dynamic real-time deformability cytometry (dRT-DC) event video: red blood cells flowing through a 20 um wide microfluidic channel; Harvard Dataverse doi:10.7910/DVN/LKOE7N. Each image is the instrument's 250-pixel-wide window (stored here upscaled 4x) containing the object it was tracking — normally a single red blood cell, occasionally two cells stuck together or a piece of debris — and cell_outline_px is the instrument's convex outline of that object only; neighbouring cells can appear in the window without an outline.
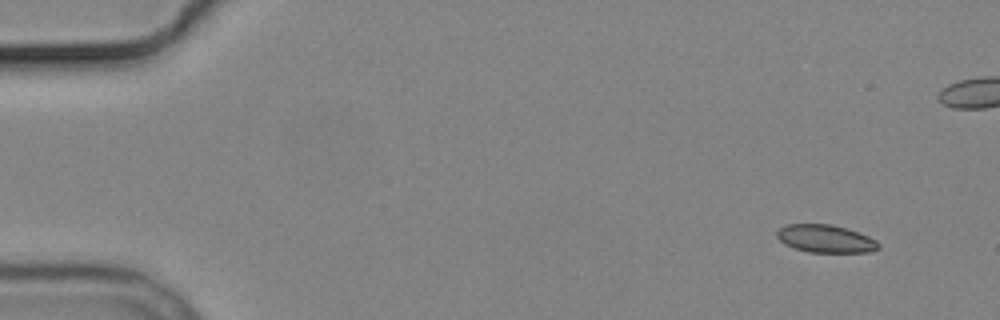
{"species": "common noctule bat (a hibernating species)", "species_latin": "Nyctalus noctula", "temperature_condition": "cold", "stored_images_in_passage": 10, "camera_frame_rate_fps": 3000, "um_per_image_px": 0.085, "animal": {"sex": "male", "body_mass_g": 19.2, "forearm_length_mm": 51.8}, "frame": {"image": 1, "passage_image": 2, "time_ms": 1.0, "image_size_px": [1000, 320], "cell_outline_px": [[880, 248], [868, 252], [808, 252], [784, 244], [776, 236], [776, 232], [780, 228], [788, 224], [832, 224], [860, 232], [876, 240], [880, 244]], "centroid_in_image_um": [70.19, 20.28], "position_along_channel_um": 14.8, "area_um2": 16.47}}
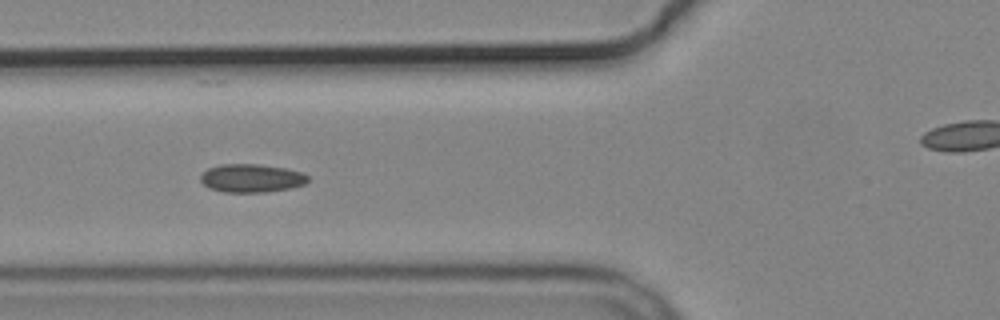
{"frame": {"image": 2, "passage_image": 7, "time_ms": 6.667, "image_size_px": [1000, 320], "cell_outline_px": [[308, 180], [304, 184], [292, 188], [264, 192], [224, 192], [208, 188], [200, 180], [200, 176], [208, 168], [220, 164], [260, 164], [288, 168], [304, 172], [308, 176]], "centroid_in_image_um": [21.39, 15.14], "position_along_channel_um": 104.4, "area_um2": 17.92}}
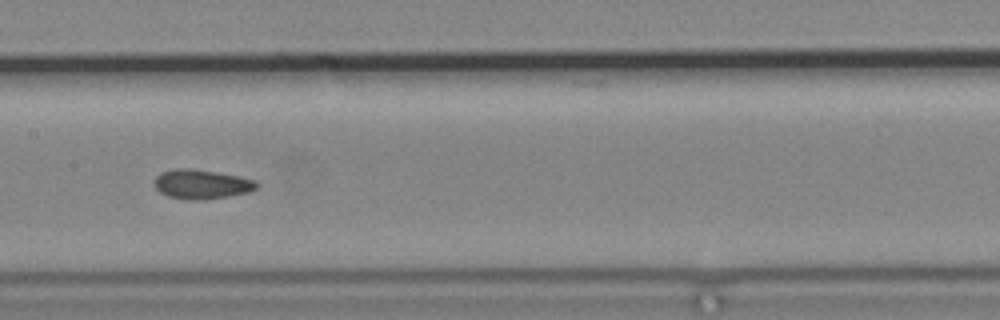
{"frame": {"image": 3, "passage_image": 9, "time_ms": 9.0, "image_size_px": [1000, 320], "cell_outline_px": [[260, 184], [256, 188], [248, 192], [228, 196], [204, 200], [192, 200], [168, 196], [160, 192], [156, 188], [156, 176], [160, 172], [176, 168], [192, 168], [240, 176], [256, 180]], "centroid_in_image_um": [17.16, 15.65], "position_along_channel_um": 190.2, "area_um2": 17.51}}